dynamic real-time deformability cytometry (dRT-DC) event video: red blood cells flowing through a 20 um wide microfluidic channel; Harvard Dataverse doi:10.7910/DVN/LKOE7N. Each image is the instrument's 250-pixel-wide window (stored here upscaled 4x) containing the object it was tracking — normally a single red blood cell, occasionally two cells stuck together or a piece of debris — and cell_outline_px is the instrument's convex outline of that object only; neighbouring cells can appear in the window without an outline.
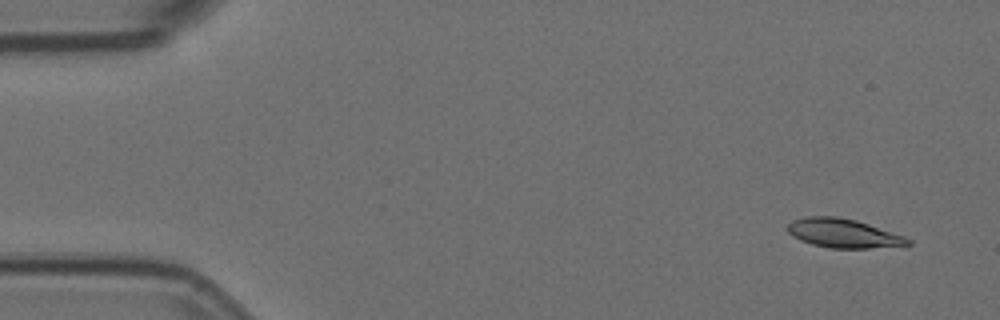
{"species": "Egyptian fruit bat (a non-hibernating species)", "species_latin": "Rousettus aegyptiacus", "temperature_condition": "room temperature", "stored_images_in_passage": 9, "camera_frame_rate_fps": 3000, "um_per_image_px": 0.085, "animal": {"sex": "female"}, "frame": {"image": 1, "passage_image": 1, "time_ms": 0.0, "image_size_px": [1000, 320], "cell_outline_px": [[912, 244], [868, 248], [832, 248], [812, 244], [800, 240], [792, 236], [788, 232], [788, 224], [792, 220], [804, 216], [836, 216], [856, 220], [904, 236], [912, 240]], "centroid_in_image_um": [71.65, 19.82], "position_along_channel_um": 13.4, "area_um2": 20.17}}